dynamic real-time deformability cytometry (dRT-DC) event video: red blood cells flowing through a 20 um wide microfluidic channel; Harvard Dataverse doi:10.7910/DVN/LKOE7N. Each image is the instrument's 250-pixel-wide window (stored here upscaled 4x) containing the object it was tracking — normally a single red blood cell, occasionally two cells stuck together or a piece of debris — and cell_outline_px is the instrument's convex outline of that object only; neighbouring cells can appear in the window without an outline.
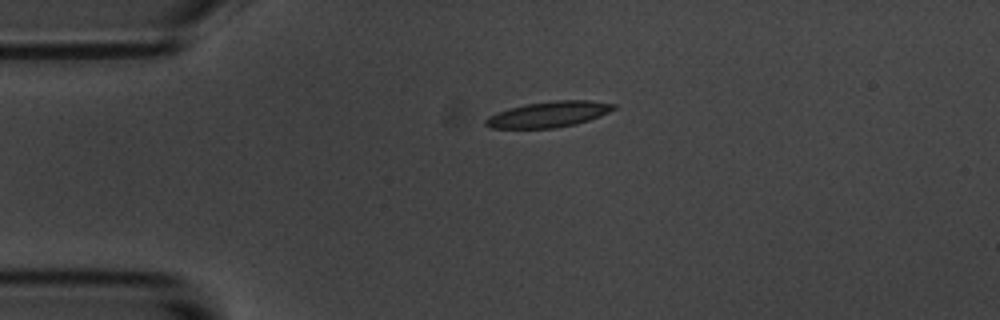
{"species": "common noctule bat (a hibernating species)", "species_latin": "Nyctalus noctula", "temperature_condition": "room temperature", "stored_images_in_passage": 2, "camera_frame_rate_fps": 3000, "um_per_image_px": 0.085, "animal": {"sex": "male", "body_mass_g": 20.1, "forearm_length_mm": 53.5}, "frame": {"image": 1, "passage_image": 1, "time_ms": 0.0, "image_size_px": [1000, 320], "cell_outline_px": [[616, 108], [600, 116], [576, 124], [556, 128], [488, 128], [484, 124], [484, 120], [488, 116], [496, 112], [508, 108], [528, 104], [556, 100], [592, 100], [616, 104]], "centroid_in_image_um": [46.62, 9.72], "position_along_channel_um": 38.4, "area_um2": 19.31}}